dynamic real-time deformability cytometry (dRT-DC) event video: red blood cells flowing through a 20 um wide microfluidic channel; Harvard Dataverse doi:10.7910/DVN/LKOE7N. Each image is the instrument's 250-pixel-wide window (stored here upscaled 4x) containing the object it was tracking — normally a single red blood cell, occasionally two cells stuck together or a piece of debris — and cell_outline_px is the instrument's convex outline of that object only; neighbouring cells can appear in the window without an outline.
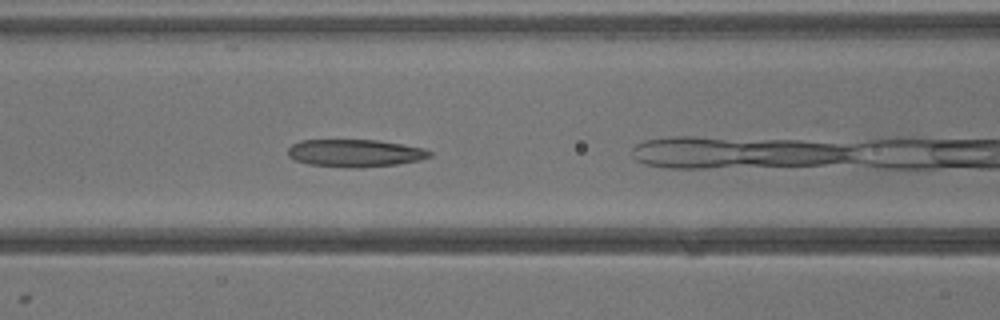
{"species": "common noctule bat (a hibernating species)", "species_latin": "Nyctalus noctula", "temperature_condition": "warm", "stored_images_in_passage": 18, "camera_frame_rate_fps": 3000, "um_per_image_px": 0.085, "animal": {"sex": "male", "body_mass_g": 13.3}, "frame": {"image": 1, "passage_image": 6, "time_ms": 1.667, "image_size_px": [1000, 320], "cell_outline_px": [[432, 156], [420, 160], [396, 164], [360, 168], [344, 168], [308, 164], [296, 160], [288, 156], [288, 148], [292, 144], [300, 140], [376, 140], [424, 148], [432, 152]], "centroid_in_image_um": [30.16, 13.02], "position_along_channel_um": 136.4, "area_um2": 22.83}}
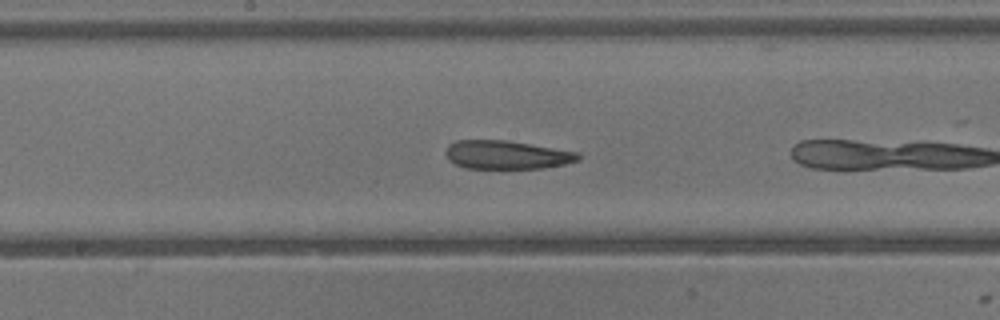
{"frame": {"image": 2, "passage_image": 10, "time_ms": 3.0, "image_size_px": [1000, 320], "cell_outline_px": [[580, 160], [564, 164], [544, 168], [464, 168], [448, 160], [448, 144], [456, 140], [504, 140], [580, 152]], "centroid_in_image_um": [43.1, 13.16], "position_along_channel_um": 205.1, "area_um2": 21.85}}
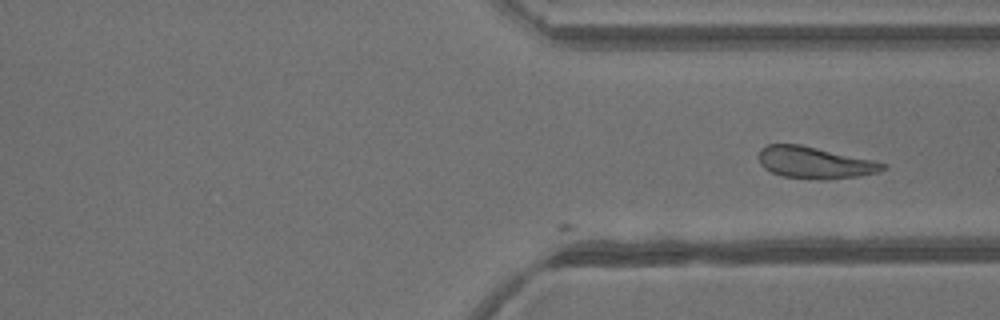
{"frame": {"image": 3, "passage_image": 18, "time_ms": 5.667, "image_size_px": [1000, 320], "cell_outline_px": [[888, 168], [880, 172], [856, 176], [784, 176], [772, 172], [764, 168], [760, 164], [760, 148], [768, 144], [800, 144], [876, 160], [888, 164]], "centroid_in_image_um": [69.3, 13.75], "position_along_channel_um": 342.1, "area_um2": 22.02}}